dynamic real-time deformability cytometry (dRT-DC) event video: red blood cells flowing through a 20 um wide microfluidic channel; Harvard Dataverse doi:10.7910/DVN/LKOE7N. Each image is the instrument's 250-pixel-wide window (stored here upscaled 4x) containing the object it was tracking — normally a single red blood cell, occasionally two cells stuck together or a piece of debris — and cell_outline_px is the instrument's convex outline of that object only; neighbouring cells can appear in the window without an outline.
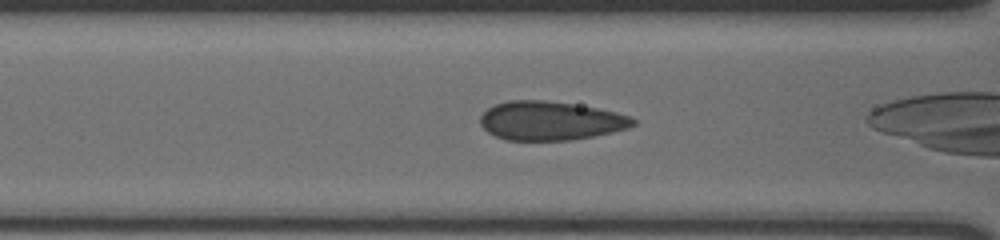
{"species": "human", "species_latin": "Homo sapiens", "temperature_condition": "cold", "stored_images_in_passage": 25, "camera_frame_rate_fps": 3000, "um_per_image_px": 0.085, "donor": {"sex": "male"}, "frame": {"image": 1, "passage_image": 3, "time_ms": 0.667, "image_size_px": [1000, 240], "cell_outline_px": [[636, 124], [628, 128], [612, 132], [572, 140], [504, 140], [488, 132], [480, 124], [480, 116], [488, 108], [496, 104], [508, 100], [544, 100], [572, 104], [596, 108], [616, 112], [628, 116], [636, 120]], "centroid_in_image_um": [46.77, 10.27], "position_along_channel_um": 119.8, "area_um2": 34.45}}
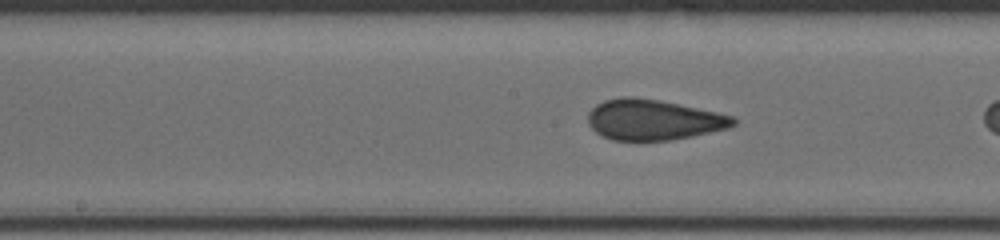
{"frame": {"image": 2, "passage_image": 9, "time_ms": 2.667, "image_size_px": [1000, 240], "cell_outline_px": [[736, 124], [728, 128], [692, 136], [672, 140], [640, 144], [612, 140], [600, 136], [588, 124], [588, 112], [596, 104], [604, 100], [624, 96], [632, 96], [660, 100], [716, 112], [732, 116], [736, 120]], "centroid_in_image_um": [55.47, 10.22], "position_along_channel_um": 192.7, "area_um2": 35.2}}
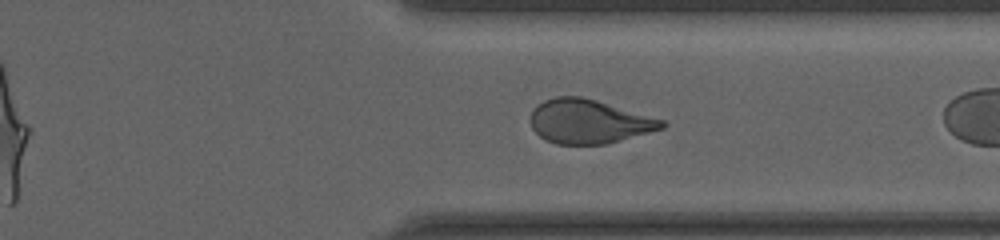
{"frame": {"image": 3, "passage_image": 23, "time_ms": 7.333, "image_size_px": [1000, 240], "cell_outline_px": [[668, 124], [664, 128], [604, 144], [556, 144], [540, 136], [532, 128], [532, 112], [536, 104], [544, 100], [556, 96], [580, 96], [596, 100], [664, 120]], "centroid_in_image_um": [50.05, 10.31], "position_along_channel_um": 361.4, "area_um2": 33.29}}